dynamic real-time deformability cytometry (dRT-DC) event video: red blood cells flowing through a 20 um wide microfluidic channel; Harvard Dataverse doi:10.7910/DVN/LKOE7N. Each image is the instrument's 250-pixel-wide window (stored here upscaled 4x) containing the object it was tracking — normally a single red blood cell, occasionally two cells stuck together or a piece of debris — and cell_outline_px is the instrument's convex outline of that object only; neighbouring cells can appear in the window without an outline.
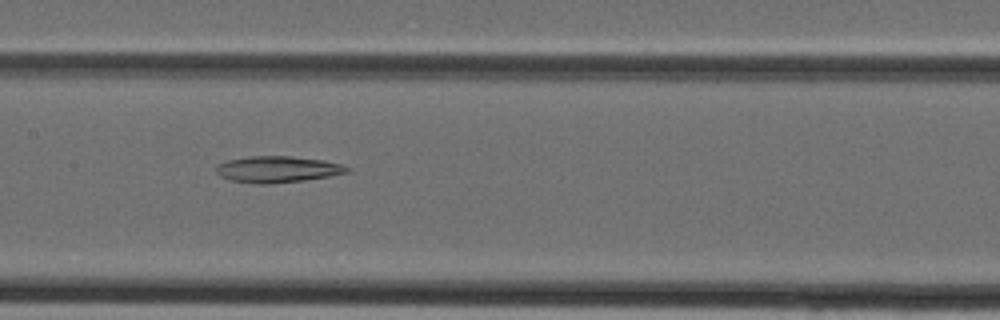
{"species": "Egyptian fruit bat (a non-hibernating species)", "species_latin": "Rousettus aegyptiacus", "temperature_condition": "cold", "stored_images_in_passage": 12, "camera_frame_rate_fps": 3000, "um_per_image_px": 0.085, "animal": {"sex": "female"}, "frame": {"image": 1, "passage_image": 10, "time_ms": 3.0, "image_size_px": [1000, 320], "cell_outline_px": [[352, 168], [348, 172], [328, 176], [304, 180], [268, 184], [256, 184], [228, 180], [220, 176], [216, 172], [216, 164], [228, 160], [252, 156], [288, 156], [324, 160], [340, 164]], "centroid_in_image_um": [23.55, 14.39], "position_along_channel_um": 183.8, "area_um2": 20.11}}
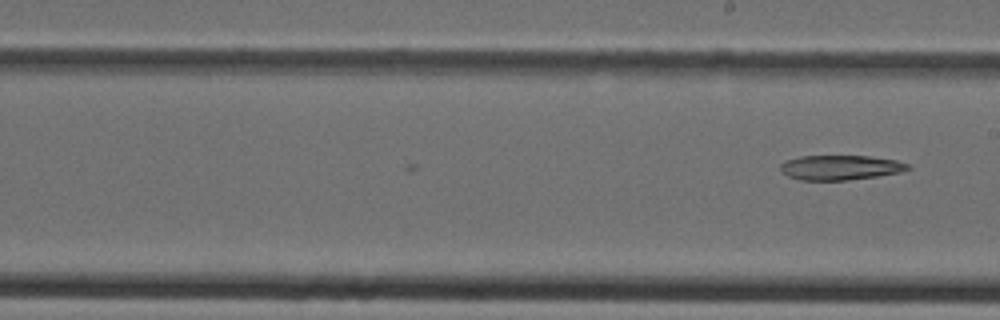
{"frame": {"image": 2, "passage_image": 12, "time_ms": 3.667, "image_size_px": [1000, 320], "cell_outline_px": [[912, 168], [900, 172], [876, 176], [848, 180], [800, 180], [788, 176], [780, 172], [780, 164], [784, 160], [800, 156], [868, 156], [896, 160], [908, 164]], "centroid_in_image_um": [71.38, 14.24], "position_along_channel_um": 217.6, "area_um2": 18.44}}